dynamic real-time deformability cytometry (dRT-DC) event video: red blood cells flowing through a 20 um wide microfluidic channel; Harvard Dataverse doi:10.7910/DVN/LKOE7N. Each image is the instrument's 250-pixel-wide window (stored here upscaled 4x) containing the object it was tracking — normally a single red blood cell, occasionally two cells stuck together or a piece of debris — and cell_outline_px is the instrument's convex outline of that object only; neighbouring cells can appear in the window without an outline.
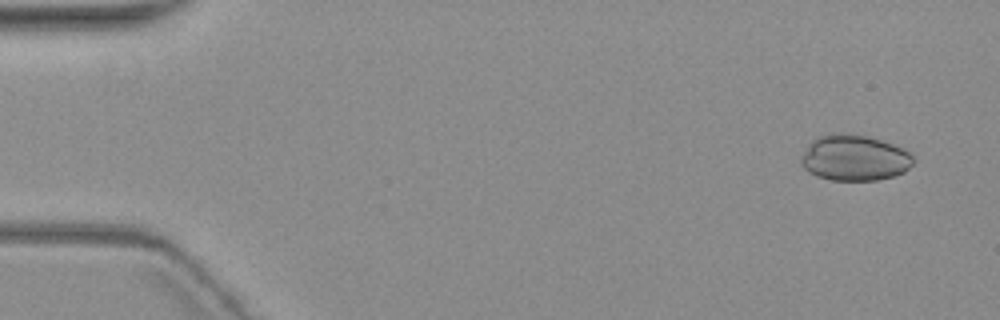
{"species": "common noctule bat (a hibernating species)", "species_latin": "Nyctalus noctula", "temperature_condition": "warm", "stored_images_in_passage": 5, "camera_frame_rate_fps": 3000, "um_per_image_px": 0.085, "animal": {"sex": "female", "body_mass_g": 19.3, "forearm_length_mm": 54.1}, "frame": {"image": 1, "passage_image": 1, "time_ms": 0.0, "image_size_px": [1000, 320], "cell_outline_px": [[912, 164], [904, 172], [892, 176], [876, 180], [832, 180], [816, 176], [808, 172], [800, 164], [800, 156], [808, 144], [816, 136], [828, 132], [848, 132], [868, 136], [892, 144], [908, 152], [912, 156]], "centroid_in_image_um": [72.54, 13.39], "position_along_channel_um": 12.5, "area_um2": 30.29}}